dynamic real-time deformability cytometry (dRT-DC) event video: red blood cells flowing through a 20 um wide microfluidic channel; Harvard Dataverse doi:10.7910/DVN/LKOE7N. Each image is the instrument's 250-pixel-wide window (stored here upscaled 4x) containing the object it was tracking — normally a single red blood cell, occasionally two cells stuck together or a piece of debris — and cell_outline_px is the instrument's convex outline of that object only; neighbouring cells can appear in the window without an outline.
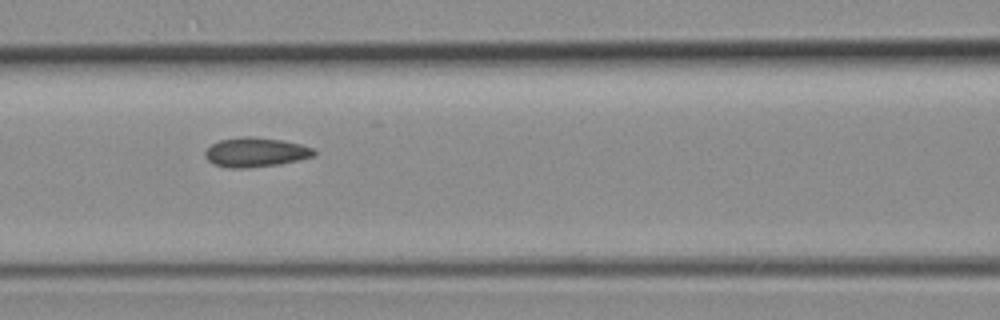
{"species": "common noctule bat (a hibernating species)", "species_latin": "Nyctalus noctula", "temperature_condition": "room temperature", "stored_images_in_passage": 7, "camera_frame_rate_fps": 3000, "um_per_image_px": 0.085, "animal": {"sex": "female", "body_mass_g": 19.3, "forearm_length_mm": 54.1}, "frame": {"image": 1, "passage_image": 6, "time_ms": 6.667, "image_size_px": [1000, 320], "cell_outline_px": [[316, 152], [312, 156], [280, 164], [244, 168], [228, 168], [212, 164], [204, 156], [204, 152], [212, 144], [220, 140], [240, 136], [252, 136], [284, 140], [316, 148]], "centroid_in_image_um": [21.71, 12.93], "position_along_channel_um": 144.9, "area_um2": 18.79}}
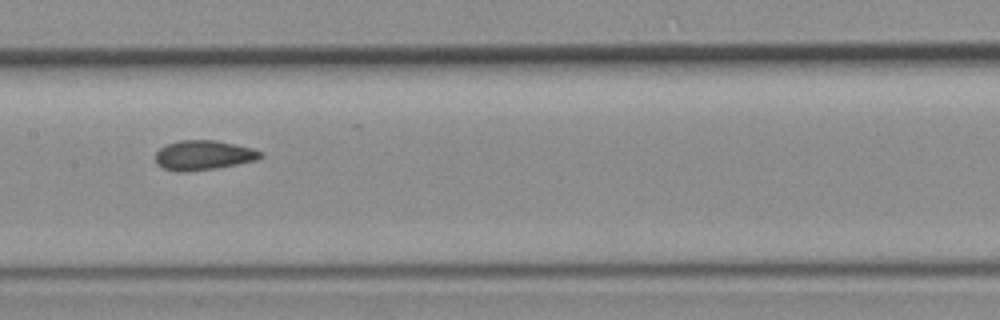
{"frame": {"image": 2, "passage_image": 7, "time_ms": 7.667, "image_size_px": [1000, 320], "cell_outline_px": [[264, 156], [256, 160], [216, 168], [180, 172], [164, 168], [156, 164], [156, 152], [160, 148], [168, 144], [180, 140], [216, 140], [252, 148], [264, 152]], "centroid_in_image_um": [17.31, 13.18], "position_along_channel_um": 190.1, "area_um2": 18.03}}